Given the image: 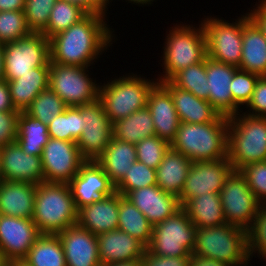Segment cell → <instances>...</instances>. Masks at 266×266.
<instances>
[{"instance_id": "7bdbcfd3", "label": "cell", "mask_w": 266, "mask_h": 266, "mask_svg": "<svg viewBox=\"0 0 266 266\" xmlns=\"http://www.w3.org/2000/svg\"><path fill=\"white\" fill-rule=\"evenodd\" d=\"M30 33L24 10L0 11V43L13 42Z\"/></svg>"}, {"instance_id": "94428289", "label": "cell", "mask_w": 266, "mask_h": 266, "mask_svg": "<svg viewBox=\"0 0 266 266\" xmlns=\"http://www.w3.org/2000/svg\"><path fill=\"white\" fill-rule=\"evenodd\" d=\"M3 180L2 178V172H1V156H0V182Z\"/></svg>"}, {"instance_id": "4fadbf2b", "label": "cell", "mask_w": 266, "mask_h": 266, "mask_svg": "<svg viewBox=\"0 0 266 266\" xmlns=\"http://www.w3.org/2000/svg\"><path fill=\"white\" fill-rule=\"evenodd\" d=\"M81 111L82 133L76 144L85 161H96L113 138V123L99 99L77 106Z\"/></svg>"}, {"instance_id": "6f0895ef", "label": "cell", "mask_w": 266, "mask_h": 266, "mask_svg": "<svg viewBox=\"0 0 266 266\" xmlns=\"http://www.w3.org/2000/svg\"><path fill=\"white\" fill-rule=\"evenodd\" d=\"M106 266H143V265H142V259H137L131 262L114 263Z\"/></svg>"}, {"instance_id": "bcb514c9", "label": "cell", "mask_w": 266, "mask_h": 266, "mask_svg": "<svg viewBox=\"0 0 266 266\" xmlns=\"http://www.w3.org/2000/svg\"><path fill=\"white\" fill-rule=\"evenodd\" d=\"M239 171L258 201L266 204V161L248 164Z\"/></svg>"}, {"instance_id": "5b68a950", "label": "cell", "mask_w": 266, "mask_h": 266, "mask_svg": "<svg viewBox=\"0 0 266 266\" xmlns=\"http://www.w3.org/2000/svg\"><path fill=\"white\" fill-rule=\"evenodd\" d=\"M33 222L40 234L57 235L78 222L68 183H40L37 185Z\"/></svg>"}, {"instance_id": "ffe728a7", "label": "cell", "mask_w": 266, "mask_h": 266, "mask_svg": "<svg viewBox=\"0 0 266 266\" xmlns=\"http://www.w3.org/2000/svg\"><path fill=\"white\" fill-rule=\"evenodd\" d=\"M125 197L145 215L152 225L166 220L181 208L177 196L164 192L157 185L132 190Z\"/></svg>"}, {"instance_id": "be15d7a7", "label": "cell", "mask_w": 266, "mask_h": 266, "mask_svg": "<svg viewBox=\"0 0 266 266\" xmlns=\"http://www.w3.org/2000/svg\"><path fill=\"white\" fill-rule=\"evenodd\" d=\"M2 266H12L9 262H5Z\"/></svg>"}, {"instance_id": "d6a6232c", "label": "cell", "mask_w": 266, "mask_h": 266, "mask_svg": "<svg viewBox=\"0 0 266 266\" xmlns=\"http://www.w3.org/2000/svg\"><path fill=\"white\" fill-rule=\"evenodd\" d=\"M154 135V123L147 107L113 123V138L117 140L137 144Z\"/></svg>"}, {"instance_id": "7c38bea8", "label": "cell", "mask_w": 266, "mask_h": 266, "mask_svg": "<svg viewBox=\"0 0 266 266\" xmlns=\"http://www.w3.org/2000/svg\"><path fill=\"white\" fill-rule=\"evenodd\" d=\"M223 214L228 224L247 230L261 203L238 170H233L224 181L220 192Z\"/></svg>"}, {"instance_id": "3957f363", "label": "cell", "mask_w": 266, "mask_h": 266, "mask_svg": "<svg viewBox=\"0 0 266 266\" xmlns=\"http://www.w3.org/2000/svg\"><path fill=\"white\" fill-rule=\"evenodd\" d=\"M228 117L220 115L211 123H182L171 148L195 161L227 158Z\"/></svg>"}, {"instance_id": "e0dca14e", "label": "cell", "mask_w": 266, "mask_h": 266, "mask_svg": "<svg viewBox=\"0 0 266 266\" xmlns=\"http://www.w3.org/2000/svg\"><path fill=\"white\" fill-rule=\"evenodd\" d=\"M68 185L77 210L116 192L115 185L96 161H85Z\"/></svg>"}, {"instance_id": "603a6c76", "label": "cell", "mask_w": 266, "mask_h": 266, "mask_svg": "<svg viewBox=\"0 0 266 266\" xmlns=\"http://www.w3.org/2000/svg\"><path fill=\"white\" fill-rule=\"evenodd\" d=\"M120 193L114 192L102 201L93 202L78 210L77 224L94 235L118 228Z\"/></svg>"}, {"instance_id": "52a82bcc", "label": "cell", "mask_w": 266, "mask_h": 266, "mask_svg": "<svg viewBox=\"0 0 266 266\" xmlns=\"http://www.w3.org/2000/svg\"><path fill=\"white\" fill-rule=\"evenodd\" d=\"M193 254L221 261L229 266H252L246 230L228 223L197 229Z\"/></svg>"}, {"instance_id": "7dc6e473", "label": "cell", "mask_w": 266, "mask_h": 266, "mask_svg": "<svg viewBox=\"0 0 266 266\" xmlns=\"http://www.w3.org/2000/svg\"><path fill=\"white\" fill-rule=\"evenodd\" d=\"M244 108L247 115L266 117V76L258 77L251 99Z\"/></svg>"}, {"instance_id": "ee69618b", "label": "cell", "mask_w": 266, "mask_h": 266, "mask_svg": "<svg viewBox=\"0 0 266 266\" xmlns=\"http://www.w3.org/2000/svg\"><path fill=\"white\" fill-rule=\"evenodd\" d=\"M170 147L168 141L156 135L147 137L135 144L137 160L150 168L157 169Z\"/></svg>"}, {"instance_id": "f546056e", "label": "cell", "mask_w": 266, "mask_h": 266, "mask_svg": "<svg viewBox=\"0 0 266 266\" xmlns=\"http://www.w3.org/2000/svg\"><path fill=\"white\" fill-rule=\"evenodd\" d=\"M137 161L135 144L112 138L96 162L103 168L110 181L116 186Z\"/></svg>"}, {"instance_id": "5bb4252c", "label": "cell", "mask_w": 266, "mask_h": 266, "mask_svg": "<svg viewBox=\"0 0 266 266\" xmlns=\"http://www.w3.org/2000/svg\"><path fill=\"white\" fill-rule=\"evenodd\" d=\"M41 160L46 183H69L85 162L76 142L54 138L48 139Z\"/></svg>"}, {"instance_id": "30bf717a", "label": "cell", "mask_w": 266, "mask_h": 266, "mask_svg": "<svg viewBox=\"0 0 266 266\" xmlns=\"http://www.w3.org/2000/svg\"><path fill=\"white\" fill-rule=\"evenodd\" d=\"M197 228L181 207L166 220L153 225L147 250L158 256H191L196 246Z\"/></svg>"}, {"instance_id": "9c48e42d", "label": "cell", "mask_w": 266, "mask_h": 266, "mask_svg": "<svg viewBox=\"0 0 266 266\" xmlns=\"http://www.w3.org/2000/svg\"><path fill=\"white\" fill-rule=\"evenodd\" d=\"M90 69L92 70L93 67H79L50 61L48 87L64 101L67 107L95 102L99 97L100 81L98 82Z\"/></svg>"}, {"instance_id": "816d5d0a", "label": "cell", "mask_w": 266, "mask_h": 266, "mask_svg": "<svg viewBox=\"0 0 266 266\" xmlns=\"http://www.w3.org/2000/svg\"><path fill=\"white\" fill-rule=\"evenodd\" d=\"M112 2L113 0H76V5L83 7L88 13L96 12L108 17V8L113 5Z\"/></svg>"}, {"instance_id": "6125c7cd", "label": "cell", "mask_w": 266, "mask_h": 266, "mask_svg": "<svg viewBox=\"0 0 266 266\" xmlns=\"http://www.w3.org/2000/svg\"><path fill=\"white\" fill-rule=\"evenodd\" d=\"M65 1H67V2H69V3L76 4V0H65Z\"/></svg>"}, {"instance_id": "4316f807", "label": "cell", "mask_w": 266, "mask_h": 266, "mask_svg": "<svg viewBox=\"0 0 266 266\" xmlns=\"http://www.w3.org/2000/svg\"><path fill=\"white\" fill-rule=\"evenodd\" d=\"M239 69L266 76V37L252 19L243 26Z\"/></svg>"}, {"instance_id": "e575fe53", "label": "cell", "mask_w": 266, "mask_h": 266, "mask_svg": "<svg viewBox=\"0 0 266 266\" xmlns=\"http://www.w3.org/2000/svg\"><path fill=\"white\" fill-rule=\"evenodd\" d=\"M28 266H67L58 235L41 234L22 260Z\"/></svg>"}, {"instance_id": "ac0fdd59", "label": "cell", "mask_w": 266, "mask_h": 266, "mask_svg": "<svg viewBox=\"0 0 266 266\" xmlns=\"http://www.w3.org/2000/svg\"><path fill=\"white\" fill-rule=\"evenodd\" d=\"M3 180L44 183L41 156L26 154L15 141L0 148Z\"/></svg>"}, {"instance_id": "681fc988", "label": "cell", "mask_w": 266, "mask_h": 266, "mask_svg": "<svg viewBox=\"0 0 266 266\" xmlns=\"http://www.w3.org/2000/svg\"><path fill=\"white\" fill-rule=\"evenodd\" d=\"M191 256L166 257L150 253L147 249L142 258L143 266H189Z\"/></svg>"}, {"instance_id": "7402d4cb", "label": "cell", "mask_w": 266, "mask_h": 266, "mask_svg": "<svg viewBox=\"0 0 266 266\" xmlns=\"http://www.w3.org/2000/svg\"><path fill=\"white\" fill-rule=\"evenodd\" d=\"M155 128V135L171 143L177 134L180 120L170 92L157 82L149 91L147 106Z\"/></svg>"}, {"instance_id": "2e32d148", "label": "cell", "mask_w": 266, "mask_h": 266, "mask_svg": "<svg viewBox=\"0 0 266 266\" xmlns=\"http://www.w3.org/2000/svg\"><path fill=\"white\" fill-rule=\"evenodd\" d=\"M40 235L32 219L0 214V259L22 261Z\"/></svg>"}, {"instance_id": "83f0119b", "label": "cell", "mask_w": 266, "mask_h": 266, "mask_svg": "<svg viewBox=\"0 0 266 266\" xmlns=\"http://www.w3.org/2000/svg\"><path fill=\"white\" fill-rule=\"evenodd\" d=\"M50 67H36L21 77L7 81L12 105L25 112L35 97L48 88Z\"/></svg>"}, {"instance_id": "ba28073f", "label": "cell", "mask_w": 266, "mask_h": 266, "mask_svg": "<svg viewBox=\"0 0 266 266\" xmlns=\"http://www.w3.org/2000/svg\"><path fill=\"white\" fill-rule=\"evenodd\" d=\"M206 17V18H205ZM228 21L217 15L201 18L206 38V56L239 69L242 55L243 26L251 19L246 11ZM234 20V21H233Z\"/></svg>"}, {"instance_id": "74e56055", "label": "cell", "mask_w": 266, "mask_h": 266, "mask_svg": "<svg viewBox=\"0 0 266 266\" xmlns=\"http://www.w3.org/2000/svg\"><path fill=\"white\" fill-rule=\"evenodd\" d=\"M82 117L78 107H66L48 124L49 138L77 142L82 133Z\"/></svg>"}, {"instance_id": "44dd1931", "label": "cell", "mask_w": 266, "mask_h": 266, "mask_svg": "<svg viewBox=\"0 0 266 266\" xmlns=\"http://www.w3.org/2000/svg\"><path fill=\"white\" fill-rule=\"evenodd\" d=\"M102 266L142 259L147 247L119 229L97 235Z\"/></svg>"}, {"instance_id": "277c9868", "label": "cell", "mask_w": 266, "mask_h": 266, "mask_svg": "<svg viewBox=\"0 0 266 266\" xmlns=\"http://www.w3.org/2000/svg\"><path fill=\"white\" fill-rule=\"evenodd\" d=\"M123 76H116L100 81L98 99L103 104L106 115L111 123L125 118L135 111L147 106L149 91L158 82L157 78L151 79L137 74L136 71ZM106 81V82H105Z\"/></svg>"}, {"instance_id": "e7e4bbea", "label": "cell", "mask_w": 266, "mask_h": 266, "mask_svg": "<svg viewBox=\"0 0 266 266\" xmlns=\"http://www.w3.org/2000/svg\"><path fill=\"white\" fill-rule=\"evenodd\" d=\"M5 262L0 259V266H2Z\"/></svg>"}, {"instance_id": "836d02e7", "label": "cell", "mask_w": 266, "mask_h": 266, "mask_svg": "<svg viewBox=\"0 0 266 266\" xmlns=\"http://www.w3.org/2000/svg\"><path fill=\"white\" fill-rule=\"evenodd\" d=\"M136 238L146 247L152 238L153 225L145 215L125 196L120 194L118 228Z\"/></svg>"}, {"instance_id": "d4e9b609", "label": "cell", "mask_w": 266, "mask_h": 266, "mask_svg": "<svg viewBox=\"0 0 266 266\" xmlns=\"http://www.w3.org/2000/svg\"><path fill=\"white\" fill-rule=\"evenodd\" d=\"M37 185L29 182H0V214L32 219Z\"/></svg>"}, {"instance_id": "f1b7e54d", "label": "cell", "mask_w": 266, "mask_h": 266, "mask_svg": "<svg viewBox=\"0 0 266 266\" xmlns=\"http://www.w3.org/2000/svg\"><path fill=\"white\" fill-rule=\"evenodd\" d=\"M191 164L189 158L170 147L156 169L157 186L179 198Z\"/></svg>"}, {"instance_id": "4dcf8cb0", "label": "cell", "mask_w": 266, "mask_h": 266, "mask_svg": "<svg viewBox=\"0 0 266 266\" xmlns=\"http://www.w3.org/2000/svg\"><path fill=\"white\" fill-rule=\"evenodd\" d=\"M181 207L197 229L227 223L218 193H204V195L187 200Z\"/></svg>"}, {"instance_id": "8fae6325", "label": "cell", "mask_w": 266, "mask_h": 266, "mask_svg": "<svg viewBox=\"0 0 266 266\" xmlns=\"http://www.w3.org/2000/svg\"><path fill=\"white\" fill-rule=\"evenodd\" d=\"M4 80L11 81L36 67H50V40L41 32H31L4 44Z\"/></svg>"}, {"instance_id": "7a4b0ae2", "label": "cell", "mask_w": 266, "mask_h": 266, "mask_svg": "<svg viewBox=\"0 0 266 266\" xmlns=\"http://www.w3.org/2000/svg\"><path fill=\"white\" fill-rule=\"evenodd\" d=\"M166 30L159 61L163 72L155 75L158 82L168 81L180 70L206 58V38L200 21L192 25L177 20Z\"/></svg>"}, {"instance_id": "91938a15", "label": "cell", "mask_w": 266, "mask_h": 266, "mask_svg": "<svg viewBox=\"0 0 266 266\" xmlns=\"http://www.w3.org/2000/svg\"><path fill=\"white\" fill-rule=\"evenodd\" d=\"M12 266H28L26 263H24L23 261H12L9 262Z\"/></svg>"}, {"instance_id": "cb8c5ba5", "label": "cell", "mask_w": 266, "mask_h": 266, "mask_svg": "<svg viewBox=\"0 0 266 266\" xmlns=\"http://www.w3.org/2000/svg\"><path fill=\"white\" fill-rule=\"evenodd\" d=\"M237 67L215 61L206 56V75L209 102L221 114L232 116V93L230 84Z\"/></svg>"}, {"instance_id": "6da1fadb", "label": "cell", "mask_w": 266, "mask_h": 266, "mask_svg": "<svg viewBox=\"0 0 266 266\" xmlns=\"http://www.w3.org/2000/svg\"><path fill=\"white\" fill-rule=\"evenodd\" d=\"M108 19L109 17L101 13H88L78 23L51 37L50 61L93 67L110 50L116 39L119 40Z\"/></svg>"}, {"instance_id": "b9f144b4", "label": "cell", "mask_w": 266, "mask_h": 266, "mask_svg": "<svg viewBox=\"0 0 266 266\" xmlns=\"http://www.w3.org/2000/svg\"><path fill=\"white\" fill-rule=\"evenodd\" d=\"M259 75L238 69L232 78V116L244 110L251 99Z\"/></svg>"}, {"instance_id": "680465c9", "label": "cell", "mask_w": 266, "mask_h": 266, "mask_svg": "<svg viewBox=\"0 0 266 266\" xmlns=\"http://www.w3.org/2000/svg\"><path fill=\"white\" fill-rule=\"evenodd\" d=\"M3 52H4V44L0 43V81L4 80Z\"/></svg>"}, {"instance_id": "11a10c76", "label": "cell", "mask_w": 266, "mask_h": 266, "mask_svg": "<svg viewBox=\"0 0 266 266\" xmlns=\"http://www.w3.org/2000/svg\"><path fill=\"white\" fill-rule=\"evenodd\" d=\"M25 0H0V11L24 10Z\"/></svg>"}, {"instance_id": "8d00e7d4", "label": "cell", "mask_w": 266, "mask_h": 266, "mask_svg": "<svg viewBox=\"0 0 266 266\" xmlns=\"http://www.w3.org/2000/svg\"><path fill=\"white\" fill-rule=\"evenodd\" d=\"M170 81L178 88L194 94L199 99L209 102V92L206 75V58L177 72Z\"/></svg>"}, {"instance_id": "ab89813d", "label": "cell", "mask_w": 266, "mask_h": 266, "mask_svg": "<svg viewBox=\"0 0 266 266\" xmlns=\"http://www.w3.org/2000/svg\"><path fill=\"white\" fill-rule=\"evenodd\" d=\"M246 232L250 261L257 255V259L266 264V204L260 205L251 226Z\"/></svg>"}, {"instance_id": "db71d44e", "label": "cell", "mask_w": 266, "mask_h": 266, "mask_svg": "<svg viewBox=\"0 0 266 266\" xmlns=\"http://www.w3.org/2000/svg\"><path fill=\"white\" fill-rule=\"evenodd\" d=\"M189 266H229L224 262L191 254Z\"/></svg>"}, {"instance_id": "8992f818", "label": "cell", "mask_w": 266, "mask_h": 266, "mask_svg": "<svg viewBox=\"0 0 266 266\" xmlns=\"http://www.w3.org/2000/svg\"><path fill=\"white\" fill-rule=\"evenodd\" d=\"M227 159L234 170L266 161V117L240 111L228 117Z\"/></svg>"}, {"instance_id": "1f68e13d", "label": "cell", "mask_w": 266, "mask_h": 266, "mask_svg": "<svg viewBox=\"0 0 266 266\" xmlns=\"http://www.w3.org/2000/svg\"><path fill=\"white\" fill-rule=\"evenodd\" d=\"M48 139V125L32 118L26 112H20L17 118L15 141L26 154L41 156Z\"/></svg>"}, {"instance_id": "d590c367", "label": "cell", "mask_w": 266, "mask_h": 266, "mask_svg": "<svg viewBox=\"0 0 266 266\" xmlns=\"http://www.w3.org/2000/svg\"><path fill=\"white\" fill-rule=\"evenodd\" d=\"M88 12L81 6L65 0H56L53 6L47 27L41 32L48 39L67 30L73 24L83 19Z\"/></svg>"}, {"instance_id": "d6986e66", "label": "cell", "mask_w": 266, "mask_h": 266, "mask_svg": "<svg viewBox=\"0 0 266 266\" xmlns=\"http://www.w3.org/2000/svg\"><path fill=\"white\" fill-rule=\"evenodd\" d=\"M57 235L62 242L67 266H102L96 235L78 224Z\"/></svg>"}, {"instance_id": "f907efd6", "label": "cell", "mask_w": 266, "mask_h": 266, "mask_svg": "<svg viewBox=\"0 0 266 266\" xmlns=\"http://www.w3.org/2000/svg\"><path fill=\"white\" fill-rule=\"evenodd\" d=\"M252 8H248V14L251 19L259 26L266 37V0H258L254 2Z\"/></svg>"}, {"instance_id": "9a60e30c", "label": "cell", "mask_w": 266, "mask_h": 266, "mask_svg": "<svg viewBox=\"0 0 266 266\" xmlns=\"http://www.w3.org/2000/svg\"><path fill=\"white\" fill-rule=\"evenodd\" d=\"M233 170L227 158L192 162L179 197L181 206L187 200L204 193L220 194L224 181Z\"/></svg>"}, {"instance_id": "9f6ffc18", "label": "cell", "mask_w": 266, "mask_h": 266, "mask_svg": "<svg viewBox=\"0 0 266 266\" xmlns=\"http://www.w3.org/2000/svg\"><path fill=\"white\" fill-rule=\"evenodd\" d=\"M116 0H114V2H115ZM123 1V0H122ZM126 2H127V4L128 3H131V4H133V5H137V6H148L149 7V5L150 6H153L152 4H154L153 2H157V0H125Z\"/></svg>"}, {"instance_id": "f6af8a7d", "label": "cell", "mask_w": 266, "mask_h": 266, "mask_svg": "<svg viewBox=\"0 0 266 266\" xmlns=\"http://www.w3.org/2000/svg\"><path fill=\"white\" fill-rule=\"evenodd\" d=\"M56 0H25V20L31 32H42Z\"/></svg>"}, {"instance_id": "484cf974", "label": "cell", "mask_w": 266, "mask_h": 266, "mask_svg": "<svg viewBox=\"0 0 266 266\" xmlns=\"http://www.w3.org/2000/svg\"><path fill=\"white\" fill-rule=\"evenodd\" d=\"M160 83L170 92L180 122L211 123L221 115L210 102L176 87L170 80Z\"/></svg>"}, {"instance_id": "c3c4849f", "label": "cell", "mask_w": 266, "mask_h": 266, "mask_svg": "<svg viewBox=\"0 0 266 266\" xmlns=\"http://www.w3.org/2000/svg\"><path fill=\"white\" fill-rule=\"evenodd\" d=\"M19 111L0 112V148L15 142L17 137V118Z\"/></svg>"}, {"instance_id": "f35d334b", "label": "cell", "mask_w": 266, "mask_h": 266, "mask_svg": "<svg viewBox=\"0 0 266 266\" xmlns=\"http://www.w3.org/2000/svg\"><path fill=\"white\" fill-rule=\"evenodd\" d=\"M67 106L64 101L49 87L39 93L25 111L32 118L48 125Z\"/></svg>"}, {"instance_id": "60d3db41", "label": "cell", "mask_w": 266, "mask_h": 266, "mask_svg": "<svg viewBox=\"0 0 266 266\" xmlns=\"http://www.w3.org/2000/svg\"><path fill=\"white\" fill-rule=\"evenodd\" d=\"M157 185L156 169L138 160L132 164L124 178L115 186L116 192L126 196L130 191Z\"/></svg>"}, {"instance_id": "f5cc1de1", "label": "cell", "mask_w": 266, "mask_h": 266, "mask_svg": "<svg viewBox=\"0 0 266 266\" xmlns=\"http://www.w3.org/2000/svg\"><path fill=\"white\" fill-rule=\"evenodd\" d=\"M3 111H17L12 105L8 82L6 80L0 81V112Z\"/></svg>"}]
</instances>
